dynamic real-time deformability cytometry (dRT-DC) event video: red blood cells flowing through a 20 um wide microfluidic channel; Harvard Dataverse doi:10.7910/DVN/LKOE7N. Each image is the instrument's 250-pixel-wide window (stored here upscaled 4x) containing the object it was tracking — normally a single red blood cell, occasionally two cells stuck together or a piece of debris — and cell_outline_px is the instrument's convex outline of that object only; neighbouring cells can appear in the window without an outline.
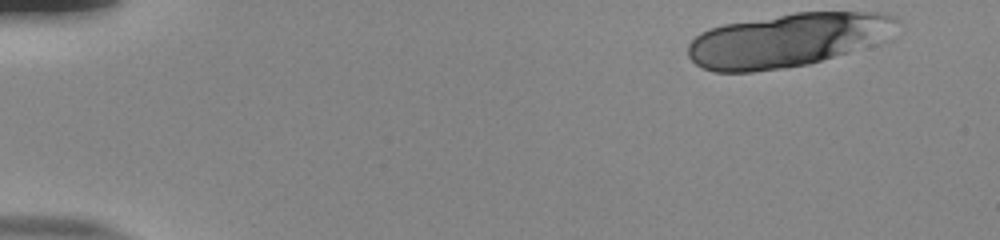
{"species": "human", "species_latin": "Homo sapiens", "temperature_condition": "room temperature", "stored_images_in_passage": 17, "camera_frame_rate_fps": 3000, "um_per_image_px": 0.085, "donor": {"sex": "male"}, "frame": {"image": 1, "passage_image": 1, "time_ms": 0.0, "image_size_px": [1000, 240], "cell_outline_px": [[904, 24], [848, 52], [808, 64], [784, 68], [752, 72], [716, 72], [704, 68], [696, 64], [688, 56], [688, 44], [700, 32], [724, 24], [796, 12], [880, 12], [896, 16]], "centroid_in_image_um": [66.84, 3.4], "position_along_channel_um": 18.2, "area_um2": 64.27}}